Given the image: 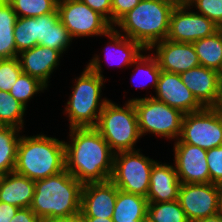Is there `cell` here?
I'll return each instance as SVG.
<instances>
[{
    "instance_id": "1",
    "label": "cell",
    "mask_w": 222,
    "mask_h": 222,
    "mask_svg": "<svg viewBox=\"0 0 222 222\" xmlns=\"http://www.w3.org/2000/svg\"><path fill=\"white\" fill-rule=\"evenodd\" d=\"M65 142V169L82 184L105 182L113 172L115 153L94 127L70 128Z\"/></svg>"
},
{
    "instance_id": "2",
    "label": "cell",
    "mask_w": 222,
    "mask_h": 222,
    "mask_svg": "<svg viewBox=\"0 0 222 222\" xmlns=\"http://www.w3.org/2000/svg\"><path fill=\"white\" fill-rule=\"evenodd\" d=\"M100 63V56L95 55L76 78L64 110L68 114L70 128L95 127L100 113L109 101L106 97L101 99L105 78Z\"/></svg>"
},
{
    "instance_id": "3",
    "label": "cell",
    "mask_w": 222,
    "mask_h": 222,
    "mask_svg": "<svg viewBox=\"0 0 222 222\" xmlns=\"http://www.w3.org/2000/svg\"><path fill=\"white\" fill-rule=\"evenodd\" d=\"M83 184L66 169L35 181V193L30 209L41 221L77 214L81 209Z\"/></svg>"
},
{
    "instance_id": "4",
    "label": "cell",
    "mask_w": 222,
    "mask_h": 222,
    "mask_svg": "<svg viewBox=\"0 0 222 222\" xmlns=\"http://www.w3.org/2000/svg\"><path fill=\"white\" fill-rule=\"evenodd\" d=\"M176 4L172 0H141L113 27H119L118 32H124V36L149 50L167 38L170 15Z\"/></svg>"
},
{
    "instance_id": "5",
    "label": "cell",
    "mask_w": 222,
    "mask_h": 222,
    "mask_svg": "<svg viewBox=\"0 0 222 222\" xmlns=\"http://www.w3.org/2000/svg\"><path fill=\"white\" fill-rule=\"evenodd\" d=\"M65 170V145L44 134L21 136L14 172L31 180H40Z\"/></svg>"
},
{
    "instance_id": "6",
    "label": "cell",
    "mask_w": 222,
    "mask_h": 222,
    "mask_svg": "<svg viewBox=\"0 0 222 222\" xmlns=\"http://www.w3.org/2000/svg\"><path fill=\"white\" fill-rule=\"evenodd\" d=\"M94 128L106 140L114 153L135 151V144L141 138L133 102L127 101L123 107H120L109 100Z\"/></svg>"
},
{
    "instance_id": "7",
    "label": "cell",
    "mask_w": 222,
    "mask_h": 222,
    "mask_svg": "<svg viewBox=\"0 0 222 222\" xmlns=\"http://www.w3.org/2000/svg\"><path fill=\"white\" fill-rule=\"evenodd\" d=\"M140 135L155 134L167 139L178 140L181 135L184 114L153 97L133 98Z\"/></svg>"
},
{
    "instance_id": "8",
    "label": "cell",
    "mask_w": 222,
    "mask_h": 222,
    "mask_svg": "<svg viewBox=\"0 0 222 222\" xmlns=\"http://www.w3.org/2000/svg\"><path fill=\"white\" fill-rule=\"evenodd\" d=\"M155 162L140 153L139 149L115 153L110 180L122 191L147 197Z\"/></svg>"
},
{
    "instance_id": "9",
    "label": "cell",
    "mask_w": 222,
    "mask_h": 222,
    "mask_svg": "<svg viewBox=\"0 0 222 222\" xmlns=\"http://www.w3.org/2000/svg\"><path fill=\"white\" fill-rule=\"evenodd\" d=\"M179 140L205 150L222 146V114L216 107L184 114Z\"/></svg>"
},
{
    "instance_id": "10",
    "label": "cell",
    "mask_w": 222,
    "mask_h": 222,
    "mask_svg": "<svg viewBox=\"0 0 222 222\" xmlns=\"http://www.w3.org/2000/svg\"><path fill=\"white\" fill-rule=\"evenodd\" d=\"M59 17L71 38L105 36L113 26L80 0H58Z\"/></svg>"
},
{
    "instance_id": "11",
    "label": "cell",
    "mask_w": 222,
    "mask_h": 222,
    "mask_svg": "<svg viewBox=\"0 0 222 222\" xmlns=\"http://www.w3.org/2000/svg\"><path fill=\"white\" fill-rule=\"evenodd\" d=\"M185 2L176 4L170 15L169 33L166 39L174 42L193 43L209 37L219 30L210 19L197 12Z\"/></svg>"
},
{
    "instance_id": "12",
    "label": "cell",
    "mask_w": 222,
    "mask_h": 222,
    "mask_svg": "<svg viewBox=\"0 0 222 222\" xmlns=\"http://www.w3.org/2000/svg\"><path fill=\"white\" fill-rule=\"evenodd\" d=\"M218 200V184L181 183L178 201L189 222H197L219 213Z\"/></svg>"
},
{
    "instance_id": "13",
    "label": "cell",
    "mask_w": 222,
    "mask_h": 222,
    "mask_svg": "<svg viewBox=\"0 0 222 222\" xmlns=\"http://www.w3.org/2000/svg\"><path fill=\"white\" fill-rule=\"evenodd\" d=\"M174 166L181 183H210L207 150L191 144L174 142Z\"/></svg>"
},
{
    "instance_id": "14",
    "label": "cell",
    "mask_w": 222,
    "mask_h": 222,
    "mask_svg": "<svg viewBox=\"0 0 222 222\" xmlns=\"http://www.w3.org/2000/svg\"><path fill=\"white\" fill-rule=\"evenodd\" d=\"M156 49V57L162 71L181 74L200 66L193 43L174 42L168 39L155 43L149 51Z\"/></svg>"
},
{
    "instance_id": "15",
    "label": "cell",
    "mask_w": 222,
    "mask_h": 222,
    "mask_svg": "<svg viewBox=\"0 0 222 222\" xmlns=\"http://www.w3.org/2000/svg\"><path fill=\"white\" fill-rule=\"evenodd\" d=\"M155 92L156 96L151 95V97L180 110L183 114L197 112L204 108L184 85L180 74L161 70Z\"/></svg>"
},
{
    "instance_id": "16",
    "label": "cell",
    "mask_w": 222,
    "mask_h": 222,
    "mask_svg": "<svg viewBox=\"0 0 222 222\" xmlns=\"http://www.w3.org/2000/svg\"><path fill=\"white\" fill-rule=\"evenodd\" d=\"M184 85L203 107H217L221 96L222 80L219 72L197 66L180 74Z\"/></svg>"
},
{
    "instance_id": "17",
    "label": "cell",
    "mask_w": 222,
    "mask_h": 222,
    "mask_svg": "<svg viewBox=\"0 0 222 222\" xmlns=\"http://www.w3.org/2000/svg\"><path fill=\"white\" fill-rule=\"evenodd\" d=\"M118 190L111 180L83 184L82 217L112 218Z\"/></svg>"
},
{
    "instance_id": "18",
    "label": "cell",
    "mask_w": 222,
    "mask_h": 222,
    "mask_svg": "<svg viewBox=\"0 0 222 222\" xmlns=\"http://www.w3.org/2000/svg\"><path fill=\"white\" fill-rule=\"evenodd\" d=\"M62 54L53 48L36 45L18 54L23 73L39 79L48 87V79L59 65Z\"/></svg>"
},
{
    "instance_id": "19",
    "label": "cell",
    "mask_w": 222,
    "mask_h": 222,
    "mask_svg": "<svg viewBox=\"0 0 222 222\" xmlns=\"http://www.w3.org/2000/svg\"><path fill=\"white\" fill-rule=\"evenodd\" d=\"M156 162L150 173V185L147 194L148 202H169L178 200L181 181L178 179L175 166Z\"/></svg>"
},
{
    "instance_id": "20",
    "label": "cell",
    "mask_w": 222,
    "mask_h": 222,
    "mask_svg": "<svg viewBox=\"0 0 222 222\" xmlns=\"http://www.w3.org/2000/svg\"><path fill=\"white\" fill-rule=\"evenodd\" d=\"M38 45L58 50L61 54L69 48L72 38L62 24L58 9L36 17Z\"/></svg>"
},
{
    "instance_id": "21",
    "label": "cell",
    "mask_w": 222,
    "mask_h": 222,
    "mask_svg": "<svg viewBox=\"0 0 222 222\" xmlns=\"http://www.w3.org/2000/svg\"><path fill=\"white\" fill-rule=\"evenodd\" d=\"M35 193V181L16 172L0 175V202L29 208Z\"/></svg>"
},
{
    "instance_id": "22",
    "label": "cell",
    "mask_w": 222,
    "mask_h": 222,
    "mask_svg": "<svg viewBox=\"0 0 222 222\" xmlns=\"http://www.w3.org/2000/svg\"><path fill=\"white\" fill-rule=\"evenodd\" d=\"M105 37L110 38V45L107 46V55L105 54L106 60L110 58V61H113V58L115 59V63L118 64V66H131L134 65V62L136 59L142 54L141 51H148L146 50L140 43L133 41L132 39L126 37L117 31L115 27L111 28L110 31L105 35ZM113 42V43H112ZM112 52H109L110 50ZM109 50V51H108ZM106 52V51H105ZM114 54V55H113ZM115 56L112 58V56ZM112 62V64L114 63ZM111 62H109L110 64Z\"/></svg>"
},
{
    "instance_id": "23",
    "label": "cell",
    "mask_w": 222,
    "mask_h": 222,
    "mask_svg": "<svg viewBox=\"0 0 222 222\" xmlns=\"http://www.w3.org/2000/svg\"><path fill=\"white\" fill-rule=\"evenodd\" d=\"M148 200L138 194L118 190L112 216L113 222L142 220L148 213Z\"/></svg>"
},
{
    "instance_id": "24",
    "label": "cell",
    "mask_w": 222,
    "mask_h": 222,
    "mask_svg": "<svg viewBox=\"0 0 222 222\" xmlns=\"http://www.w3.org/2000/svg\"><path fill=\"white\" fill-rule=\"evenodd\" d=\"M201 66L220 72L222 68V32L193 42Z\"/></svg>"
},
{
    "instance_id": "25",
    "label": "cell",
    "mask_w": 222,
    "mask_h": 222,
    "mask_svg": "<svg viewBox=\"0 0 222 222\" xmlns=\"http://www.w3.org/2000/svg\"><path fill=\"white\" fill-rule=\"evenodd\" d=\"M17 18L8 1L0 6V59L18 57L13 33Z\"/></svg>"
},
{
    "instance_id": "26",
    "label": "cell",
    "mask_w": 222,
    "mask_h": 222,
    "mask_svg": "<svg viewBox=\"0 0 222 222\" xmlns=\"http://www.w3.org/2000/svg\"><path fill=\"white\" fill-rule=\"evenodd\" d=\"M19 131L20 129L11 126H3L0 129V175L14 171L21 138Z\"/></svg>"
},
{
    "instance_id": "27",
    "label": "cell",
    "mask_w": 222,
    "mask_h": 222,
    "mask_svg": "<svg viewBox=\"0 0 222 222\" xmlns=\"http://www.w3.org/2000/svg\"><path fill=\"white\" fill-rule=\"evenodd\" d=\"M26 107L17 101L9 92L0 91V122L22 130Z\"/></svg>"
},
{
    "instance_id": "28",
    "label": "cell",
    "mask_w": 222,
    "mask_h": 222,
    "mask_svg": "<svg viewBox=\"0 0 222 222\" xmlns=\"http://www.w3.org/2000/svg\"><path fill=\"white\" fill-rule=\"evenodd\" d=\"M147 214L154 222H189L178 200L149 202Z\"/></svg>"
},
{
    "instance_id": "29",
    "label": "cell",
    "mask_w": 222,
    "mask_h": 222,
    "mask_svg": "<svg viewBox=\"0 0 222 222\" xmlns=\"http://www.w3.org/2000/svg\"><path fill=\"white\" fill-rule=\"evenodd\" d=\"M13 33L18 54L38 45L36 17H18Z\"/></svg>"
},
{
    "instance_id": "30",
    "label": "cell",
    "mask_w": 222,
    "mask_h": 222,
    "mask_svg": "<svg viewBox=\"0 0 222 222\" xmlns=\"http://www.w3.org/2000/svg\"><path fill=\"white\" fill-rule=\"evenodd\" d=\"M17 17H38L53 13L58 0H8Z\"/></svg>"
},
{
    "instance_id": "31",
    "label": "cell",
    "mask_w": 222,
    "mask_h": 222,
    "mask_svg": "<svg viewBox=\"0 0 222 222\" xmlns=\"http://www.w3.org/2000/svg\"><path fill=\"white\" fill-rule=\"evenodd\" d=\"M46 88L47 86L39 79L22 72L9 93L27 107L28 101L39 91L44 92Z\"/></svg>"
},
{
    "instance_id": "32",
    "label": "cell",
    "mask_w": 222,
    "mask_h": 222,
    "mask_svg": "<svg viewBox=\"0 0 222 222\" xmlns=\"http://www.w3.org/2000/svg\"><path fill=\"white\" fill-rule=\"evenodd\" d=\"M22 72L18 57L0 59V91L9 92Z\"/></svg>"
},
{
    "instance_id": "33",
    "label": "cell",
    "mask_w": 222,
    "mask_h": 222,
    "mask_svg": "<svg viewBox=\"0 0 222 222\" xmlns=\"http://www.w3.org/2000/svg\"><path fill=\"white\" fill-rule=\"evenodd\" d=\"M135 66H136V75L141 76L142 74H144L145 77L147 78V81L149 79L150 82H152L151 85L152 88L154 87L155 90L157 88L158 85V80H159V76H160V72L161 69L159 67V63L158 60L156 59V57L153 55V53L151 55H143L141 54L136 61L134 62ZM142 72V73H141ZM134 77V76H133ZM144 77V78H145ZM146 79V78H145ZM144 83V82H143ZM143 85V84H142ZM141 87L144 88L145 86H147V84L143 85Z\"/></svg>"
},
{
    "instance_id": "34",
    "label": "cell",
    "mask_w": 222,
    "mask_h": 222,
    "mask_svg": "<svg viewBox=\"0 0 222 222\" xmlns=\"http://www.w3.org/2000/svg\"><path fill=\"white\" fill-rule=\"evenodd\" d=\"M188 6H195L199 14L210 19L218 27L222 24V0H187Z\"/></svg>"
},
{
    "instance_id": "35",
    "label": "cell",
    "mask_w": 222,
    "mask_h": 222,
    "mask_svg": "<svg viewBox=\"0 0 222 222\" xmlns=\"http://www.w3.org/2000/svg\"><path fill=\"white\" fill-rule=\"evenodd\" d=\"M207 165L210 173V183H222V146L207 150Z\"/></svg>"
},
{
    "instance_id": "36",
    "label": "cell",
    "mask_w": 222,
    "mask_h": 222,
    "mask_svg": "<svg viewBox=\"0 0 222 222\" xmlns=\"http://www.w3.org/2000/svg\"><path fill=\"white\" fill-rule=\"evenodd\" d=\"M140 1L141 0H112V26L135 8Z\"/></svg>"
},
{
    "instance_id": "37",
    "label": "cell",
    "mask_w": 222,
    "mask_h": 222,
    "mask_svg": "<svg viewBox=\"0 0 222 222\" xmlns=\"http://www.w3.org/2000/svg\"><path fill=\"white\" fill-rule=\"evenodd\" d=\"M112 25V0H80Z\"/></svg>"
},
{
    "instance_id": "38",
    "label": "cell",
    "mask_w": 222,
    "mask_h": 222,
    "mask_svg": "<svg viewBox=\"0 0 222 222\" xmlns=\"http://www.w3.org/2000/svg\"><path fill=\"white\" fill-rule=\"evenodd\" d=\"M10 222H42L30 208H20Z\"/></svg>"
},
{
    "instance_id": "39",
    "label": "cell",
    "mask_w": 222,
    "mask_h": 222,
    "mask_svg": "<svg viewBox=\"0 0 222 222\" xmlns=\"http://www.w3.org/2000/svg\"><path fill=\"white\" fill-rule=\"evenodd\" d=\"M20 208L0 202V222H10Z\"/></svg>"
},
{
    "instance_id": "40",
    "label": "cell",
    "mask_w": 222,
    "mask_h": 222,
    "mask_svg": "<svg viewBox=\"0 0 222 222\" xmlns=\"http://www.w3.org/2000/svg\"><path fill=\"white\" fill-rule=\"evenodd\" d=\"M42 222H83V219L81 212H79L77 214H72L68 216L45 219Z\"/></svg>"
},
{
    "instance_id": "41",
    "label": "cell",
    "mask_w": 222,
    "mask_h": 222,
    "mask_svg": "<svg viewBox=\"0 0 222 222\" xmlns=\"http://www.w3.org/2000/svg\"><path fill=\"white\" fill-rule=\"evenodd\" d=\"M83 222H113L112 218L82 217Z\"/></svg>"
},
{
    "instance_id": "42",
    "label": "cell",
    "mask_w": 222,
    "mask_h": 222,
    "mask_svg": "<svg viewBox=\"0 0 222 222\" xmlns=\"http://www.w3.org/2000/svg\"><path fill=\"white\" fill-rule=\"evenodd\" d=\"M197 222H222V214L217 213L213 216L205 217Z\"/></svg>"
},
{
    "instance_id": "43",
    "label": "cell",
    "mask_w": 222,
    "mask_h": 222,
    "mask_svg": "<svg viewBox=\"0 0 222 222\" xmlns=\"http://www.w3.org/2000/svg\"><path fill=\"white\" fill-rule=\"evenodd\" d=\"M218 211L222 214V183L218 184Z\"/></svg>"
},
{
    "instance_id": "44",
    "label": "cell",
    "mask_w": 222,
    "mask_h": 222,
    "mask_svg": "<svg viewBox=\"0 0 222 222\" xmlns=\"http://www.w3.org/2000/svg\"><path fill=\"white\" fill-rule=\"evenodd\" d=\"M220 113L222 114V86H221V96H220V101H219V104L218 106L216 107Z\"/></svg>"
},
{
    "instance_id": "45",
    "label": "cell",
    "mask_w": 222,
    "mask_h": 222,
    "mask_svg": "<svg viewBox=\"0 0 222 222\" xmlns=\"http://www.w3.org/2000/svg\"><path fill=\"white\" fill-rule=\"evenodd\" d=\"M141 222H154L151 217L147 214L142 220Z\"/></svg>"
},
{
    "instance_id": "46",
    "label": "cell",
    "mask_w": 222,
    "mask_h": 222,
    "mask_svg": "<svg viewBox=\"0 0 222 222\" xmlns=\"http://www.w3.org/2000/svg\"><path fill=\"white\" fill-rule=\"evenodd\" d=\"M8 0H0V6L5 4Z\"/></svg>"
},
{
    "instance_id": "47",
    "label": "cell",
    "mask_w": 222,
    "mask_h": 222,
    "mask_svg": "<svg viewBox=\"0 0 222 222\" xmlns=\"http://www.w3.org/2000/svg\"><path fill=\"white\" fill-rule=\"evenodd\" d=\"M185 1H187V0H177V4L181 3V2H185Z\"/></svg>"
},
{
    "instance_id": "48",
    "label": "cell",
    "mask_w": 222,
    "mask_h": 222,
    "mask_svg": "<svg viewBox=\"0 0 222 222\" xmlns=\"http://www.w3.org/2000/svg\"><path fill=\"white\" fill-rule=\"evenodd\" d=\"M219 75H220V78H221V80H222V68H221V70H220V72H219Z\"/></svg>"
},
{
    "instance_id": "49",
    "label": "cell",
    "mask_w": 222,
    "mask_h": 222,
    "mask_svg": "<svg viewBox=\"0 0 222 222\" xmlns=\"http://www.w3.org/2000/svg\"><path fill=\"white\" fill-rule=\"evenodd\" d=\"M219 30L222 32V24L220 25Z\"/></svg>"
},
{
    "instance_id": "50",
    "label": "cell",
    "mask_w": 222,
    "mask_h": 222,
    "mask_svg": "<svg viewBox=\"0 0 222 222\" xmlns=\"http://www.w3.org/2000/svg\"><path fill=\"white\" fill-rule=\"evenodd\" d=\"M132 222H141V220H133Z\"/></svg>"
}]
</instances>
